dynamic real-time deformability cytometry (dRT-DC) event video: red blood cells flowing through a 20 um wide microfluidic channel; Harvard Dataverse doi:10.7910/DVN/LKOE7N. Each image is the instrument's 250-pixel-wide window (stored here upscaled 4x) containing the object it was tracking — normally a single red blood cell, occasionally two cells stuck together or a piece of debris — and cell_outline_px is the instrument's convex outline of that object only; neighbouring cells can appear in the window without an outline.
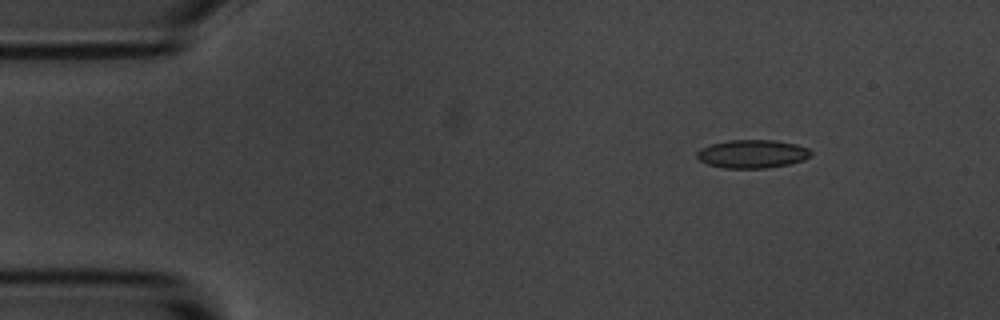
{"species": "common noctule bat (a hibernating species)", "species_latin": "Nyctalus noctula", "temperature_condition": "room temperature", "stored_images_in_passage": 7, "camera_frame_rate_fps": 3000, "um_per_image_px": 0.085, "animal": {"sex": "male", "body_mass_g": 20.1, "forearm_length_mm": 53.5}, "frame": {"image": 1, "passage_image": 2, "time_ms": 1.0, "image_size_px": [1000, 320], "cell_outline_px": [[812, 152], [804, 160], [788, 164], [764, 168], [724, 168], [708, 164], [700, 160], [696, 156], [696, 152], [700, 148], [712, 144], [728, 140], [776, 140], [796, 144], [808, 148]], "centroid_in_image_um": [63.93, 13.07], "position_along_channel_um": 21.1, "area_um2": 18.73}}
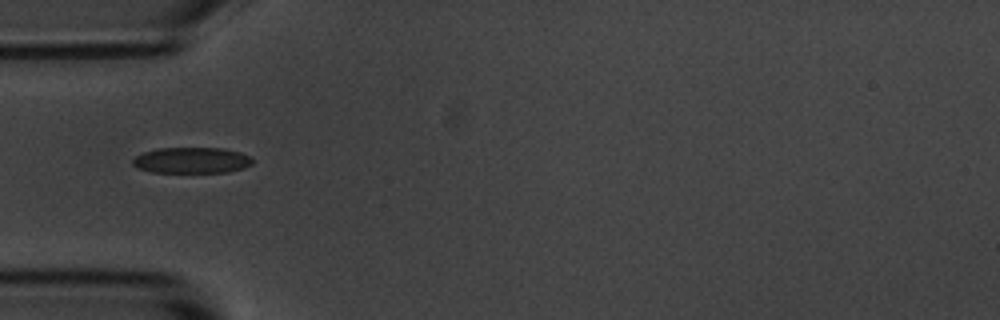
{"frame": {"image": 2, "passage_image": 5, "time_ms": 4.333, "image_size_px": [1000, 320], "cell_outline_px": [[252, 164], [244, 168], [228, 172], [152, 172], [140, 168], [132, 164], [132, 160], [136, 156], [144, 152], [156, 148], [224, 148], [240, 152], [248, 156], [252, 160]], "centroid_in_image_um": [16.3, 13.62], "position_along_channel_um": 68.7, "area_um2": 18.03}}
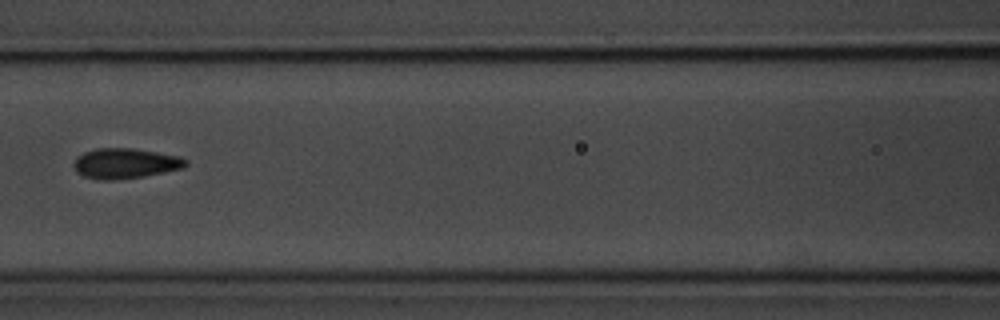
{"frame": {"image": 3, "passage_image": 7, "time_ms": 6.667, "image_size_px": [1000, 320], "cell_outline_px": [[188, 164], [184, 168], [144, 176], [112, 180], [100, 180], [84, 176], [76, 172], [72, 164], [76, 156], [84, 152], [96, 148], [132, 148], [180, 156], [188, 160]], "centroid_in_image_um": [10.63, 13.88], "position_along_channel_um": 156.0, "area_um2": 19.88}}